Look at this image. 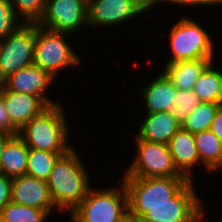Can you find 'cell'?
<instances>
[{
	"instance_id": "obj_31",
	"label": "cell",
	"mask_w": 222,
	"mask_h": 222,
	"mask_svg": "<svg viewBox=\"0 0 222 222\" xmlns=\"http://www.w3.org/2000/svg\"><path fill=\"white\" fill-rule=\"evenodd\" d=\"M210 130L218 137L222 143V106L218 109L212 120Z\"/></svg>"
},
{
	"instance_id": "obj_30",
	"label": "cell",
	"mask_w": 222,
	"mask_h": 222,
	"mask_svg": "<svg viewBox=\"0 0 222 222\" xmlns=\"http://www.w3.org/2000/svg\"><path fill=\"white\" fill-rule=\"evenodd\" d=\"M0 132H8L18 135V131L11 125L8 113L4 106V101L0 97Z\"/></svg>"
},
{
	"instance_id": "obj_23",
	"label": "cell",
	"mask_w": 222,
	"mask_h": 222,
	"mask_svg": "<svg viewBox=\"0 0 222 222\" xmlns=\"http://www.w3.org/2000/svg\"><path fill=\"white\" fill-rule=\"evenodd\" d=\"M222 104L201 102L197 108L189 113L186 121L181 125L185 131L196 134L210 129L212 120Z\"/></svg>"
},
{
	"instance_id": "obj_16",
	"label": "cell",
	"mask_w": 222,
	"mask_h": 222,
	"mask_svg": "<svg viewBox=\"0 0 222 222\" xmlns=\"http://www.w3.org/2000/svg\"><path fill=\"white\" fill-rule=\"evenodd\" d=\"M145 116L136 135L141 140L168 144L182 127L169 111L147 113Z\"/></svg>"
},
{
	"instance_id": "obj_27",
	"label": "cell",
	"mask_w": 222,
	"mask_h": 222,
	"mask_svg": "<svg viewBox=\"0 0 222 222\" xmlns=\"http://www.w3.org/2000/svg\"><path fill=\"white\" fill-rule=\"evenodd\" d=\"M18 19L10 0H0V40L5 39L23 24L17 22Z\"/></svg>"
},
{
	"instance_id": "obj_26",
	"label": "cell",
	"mask_w": 222,
	"mask_h": 222,
	"mask_svg": "<svg viewBox=\"0 0 222 222\" xmlns=\"http://www.w3.org/2000/svg\"><path fill=\"white\" fill-rule=\"evenodd\" d=\"M16 16L23 18V23H38L41 19L46 0H10Z\"/></svg>"
},
{
	"instance_id": "obj_33",
	"label": "cell",
	"mask_w": 222,
	"mask_h": 222,
	"mask_svg": "<svg viewBox=\"0 0 222 222\" xmlns=\"http://www.w3.org/2000/svg\"><path fill=\"white\" fill-rule=\"evenodd\" d=\"M125 222H152V221L146 219L144 216H139V215L127 212Z\"/></svg>"
},
{
	"instance_id": "obj_15",
	"label": "cell",
	"mask_w": 222,
	"mask_h": 222,
	"mask_svg": "<svg viewBox=\"0 0 222 222\" xmlns=\"http://www.w3.org/2000/svg\"><path fill=\"white\" fill-rule=\"evenodd\" d=\"M168 147L178 172L193 181L191 169L200 162L194 134L181 127L168 142Z\"/></svg>"
},
{
	"instance_id": "obj_22",
	"label": "cell",
	"mask_w": 222,
	"mask_h": 222,
	"mask_svg": "<svg viewBox=\"0 0 222 222\" xmlns=\"http://www.w3.org/2000/svg\"><path fill=\"white\" fill-rule=\"evenodd\" d=\"M63 154L65 153H55L29 148L26 175L46 181L56 160Z\"/></svg>"
},
{
	"instance_id": "obj_10",
	"label": "cell",
	"mask_w": 222,
	"mask_h": 222,
	"mask_svg": "<svg viewBox=\"0 0 222 222\" xmlns=\"http://www.w3.org/2000/svg\"><path fill=\"white\" fill-rule=\"evenodd\" d=\"M87 9L88 0H46L37 25L68 35L87 24Z\"/></svg>"
},
{
	"instance_id": "obj_34",
	"label": "cell",
	"mask_w": 222,
	"mask_h": 222,
	"mask_svg": "<svg viewBox=\"0 0 222 222\" xmlns=\"http://www.w3.org/2000/svg\"><path fill=\"white\" fill-rule=\"evenodd\" d=\"M149 6H151L153 0H144Z\"/></svg>"
},
{
	"instance_id": "obj_5",
	"label": "cell",
	"mask_w": 222,
	"mask_h": 222,
	"mask_svg": "<svg viewBox=\"0 0 222 222\" xmlns=\"http://www.w3.org/2000/svg\"><path fill=\"white\" fill-rule=\"evenodd\" d=\"M169 35L172 56L166 64L195 59L214 61V42L195 20L182 17L171 28Z\"/></svg>"
},
{
	"instance_id": "obj_17",
	"label": "cell",
	"mask_w": 222,
	"mask_h": 222,
	"mask_svg": "<svg viewBox=\"0 0 222 222\" xmlns=\"http://www.w3.org/2000/svg\"><path fill=\"white\" fill-rule=\"evenodd\" d=\"M147 113L169 111L175 104L176 87L163 73L142 90Z\"/></svg>"
},
{
	"instance_id": "obj_25",
	"label": "cell",
	"mask_w": 222,
	"mask_h": 222,
	"mask_svg": "<svg viewBox=\"0 0 222 222\" xmlns=\"http://www.w3.org/2000/svg\"><path fill=\"white\" fill-rule=\"evenodd\" d=\"M197 94L193 90H178L176 89L175 94V106L171 107L169 112L177 119L182 125L189 113H192L199 105Z\"/></svg>"
},
{
	"instance_id": "obj_28",
	"label": "cell",
	"mask_w": 222,
	"mask_h": 222,
	"mask_svg": "<svg viewBox=\"0 0 222 222\" xmlns=\"http://www.w3.org/2000/svg\"><path fill=\"white\" fill-rule=\"evenodd\" d=\"M12 178L0 174V212L11 202Z\"/></svg>"
},
{
	"instance_id": "obj_7",
	"label": "cell",
	"mask_w": 222,
	"mask_h": 222,
	"mask_svg": "<svg viewBox=\"0 0 222 222\" xmlns=\"http://www.w3.org/2000/svg\"><path fill=\"white\" fill-rule=\"evenodd\" d=\"M36 23H23L0 40V83L26 66L34 64Z\"/></svg>"
},
{
	"instance_id": "obj_14",
	"label": "cell",
	"mask_w": 222,
	"mask_h": 222,
	"mask_svg": "<svg viewBox=\"0 0 222 222\" xmlns=\"http://www.w3.org/2000/svg\"><path fill=\"white\" fill-rule=\"evenodd\" d=\"M0 97L8 113L11 125L19 131L32 118L41 114L49 105L40 97L7 90L2 84Z\"/></svg>"
},
{
	"instance_id": "obj_13",
	"label": "cell",
	"mask_w": 222,
	"mask_h": 222,
	"mask_svg": "<svg viewBox=\"0 0 222 222\" xmlns=\"http://www.w3.org/2000/svg\"><path fill=\"white\" fill-rule=\"evenodd\" d=\"M11 201L44 210L49 216L55 208L47 182L29 175L12 178Z\"/></svg>"
},
{
	"instance_id": "obj_9",
	"label": "cell",
	"mask_w": 222,
	"mask_h": 222,
	"mask_svg": "<svg viewBox=\"0 0 222 222\" xmlns=\"http://www.w3.org/2000/svg\"><path fill=\"white\" fill-rule=\"evenodd\" d=\"M189 180L186 177H124L128 205L167 204Z\"/></svg>"
},
{
	"instance_id": "obj_1",
	"label": "cell",
	"mask_w": 222,
	"mask_h": 222,
	"mask_svg": "<svg viewBox=\"0 0 222 222\" xmlns=\"http://www.w3.org/2000/svg\"><path fill=\"white\" fill-rule=\"evenodd\" d=\"M74 148L60 155L46 180L55 207L71 212L87 195L88 173Z\"/></svg>"
},
{
	"instance_id": "obj_18",
	"label": "cell",
	"mask_w": 222,
	"mask_h": 222,
	"mask_svg": "<svg viewBox=\"0 0 222 222\" xmlns=\"http://www.w3.org/2000/svg\"><path fill=\"white\" fill-rule=\"evenodd\" d=\"M213 61L184 60L165 64L162 71L178 90H192L203 70Z\"/></svg>"
},
{
	"instance_id": "obj_29",
	"label": "cell",
	"mask_w": 222,
	"mask_h": 222,
	"mask_svg": "<svg viewBox=\"0 0 222 222\" xmlns=\"http://www.w3.org/2000/svg\"><path fill=\"white\" fill-rule=\"evenodd\" d=\"M170 2V3H173V4H177V5H181V6H201V5H207V7H208V5L210 6H212V5H218V4H222V0H153L152 1V4H151V6H150V8H152V7H155L157 4H160L161 2Z\"/></svg>"
},
{
	"instance_id": "obj_24",
	"label": "cell",
	"mask_w": 222,
	"mask_h": 222,
	"mask_svg": "<svg viewBox=\"0 0 222 222\" xmlns=\"http://www.w3.org/2000/svg\"><path fill=\"white\" fill-rule=\"evenodd\" d=\"M3 222H45L44 210L9 202L0 212Z\"/></svg>"
},
{
	"instance_id": "obj_3",
	"label": "cell",
	"mask_w": 222,
	"mask_h": 222,
	"mask_svg": "<svg viewBox=\"0 0 222 222\" xmlns=\"http://www.w3.org/2000/svg\"><path fill=\"white\" fill-rule=\"evenodd\" d=\"M128 212L127 191L123 182L115 187L94 191L69 213L72 222H125Z\"/></svg>"
},
{
	"instance_id": "obj_19",
	"label": "cell",
	"mask_w": 222,
	"mask_h": 222,
	"mask_svg": "<svg viewBox=\"0 0 222 222\" xmlns=\"http://www.w3.org/2000/svg\"><path fill=\"white\" fill-rule=\"evenodd\" d=\"M29 147L14 135L6 144L0 163V174L10 178L26 175Z\"/></svg>"
},
{
	"instance_id": "obj_20",
	"label": "cell",
	"mask_w": 222,
	"mask_h": 222,
	"mask_svg": "<svg viewBox=\"0 0 222 222\" xmlns=\"http://www.w3.org/2000/svg\"><path fill=\"white\" fill-rule=\"evenodd\" d=\"M194 138L200 162L205 164L207 170L214 172L222 169V143L218 137L209 129L194 134Z\"/></svg>"
},
{
	"instance_id": "obj_32",
	"label": "cell",
	"mask_w": 222,
	"mask_h": 222,
	"mask_svg": "<svg viewBox=\"0 0 222 222\" xmlns=\"http://www.w3.org/2000/svg\"><path fill=\"white\" fill-rule=\"evenodd\" d=\"M14 136L12 133L8 132H0V163H1V156L3 150L7 144V142Z\"/></svg>"
},
{
	"instance_id": "obj_2",
	"label": "cell",
	"mask_w": 222,
	"mask_h": 222,
	"mask_svg": "<svg viewBox=\"0 0 222 222\" xmlns=\"http://www.w3.org/2000/svg\"><path fill=\"white\" fill-rule=\"evenodd\" d=\"M68 130L64 109L58 103L32 118L18 131V136L29 148L66 153L71 149L67 144Z\"/></svg>"
},
{
	"instance_id": "obj_4",
	"label": "cell",
	"mask_w": 222,
	"mask_h": 222,
	"mask_svg": "<svg viewBox=\"0 0 222 222\" xmlns=\"http://www.w3.org/2000/svg\"><path fill=\"white\" fill-rule=\"evenodd\" d=\"M195 191L189 180L167 204L128 205V212L152 222H202L203 207Z\"/></svg>"
},
{
	"instance_id": "obj_21",
	"label": "cell",
	"mask_w": 222,
	"mask_h": 222,
	"mask_svg": "<svg viewBox=\"0 0 222 222\" xmlns=\"http://www.w3.org/2000/svg\"><path fill=\"white\" fill-rule=\"evenodd\" d=\"M201 102L222 104V72L211 62L201 73L192 89Z\"/></svg>"
},
{
	"instance_id": "obj_8",
	"label": "cell",
	"mask_w": 222,
	"mask_h": 222,
	"mask_svg": "<svg viewBox=\"0 0 222 222\" xmlns=\"http://www.w3.org/2000/svg\"><path fill=\"white\" fill-rule=\"evenodd\" d=\"M136 144L138 153L124 177H184L176 169L168 144L148 142L137 136Z\"/></svg>"
},
{
	"instance_id": "obj_6",
	"label": "cell",
	"mask_w": 222,
	"mask_h": 222,
	"mask_svg": "<svg viewBox=\"0 0 222 222\" xmlns=\"http://www.w3.org/2000/svg\"><path fill=\"white\" fill-rule=\"evenodd\" d=\"M66 34L45 29L36 24L33 63L48 72L53 78L61 69L80 63L77 53L65 39Z\"/></svg>"
},
{
	"instance_id": "obj_11",
	"label": "cell",
	"mask_w": 222,
	"mask_h": 222,
	"mask_svg": "<svg viewBox=\"0 0 222 222\" xmlns=\"http://www.w3.org/2000/svg\"><path fill=\"white\" fill-rule=\"evenodd\" d=\"M151 9L144 0H88L87 24L113 26Z\"/></svg>"
},
{
	"instance_id": "obj_12",
	"label": "cell",
	"mask_w": 222,
	"mask_h": 222,
	"mask_svg": "<svg viewBox=\"0 0 222 222\" xmlns=\"http://www.w3.org/2000/svg\"><path fill=\"white\" fill-rule=\"evenodd\" d=\"M53 78L48 72L34 64L19 69L14 74L7 77L1 84L10 91L16 93H26L42 98L49 106L58 104L48 99L46 91Z\"/></svg>"
}]
</instances>
